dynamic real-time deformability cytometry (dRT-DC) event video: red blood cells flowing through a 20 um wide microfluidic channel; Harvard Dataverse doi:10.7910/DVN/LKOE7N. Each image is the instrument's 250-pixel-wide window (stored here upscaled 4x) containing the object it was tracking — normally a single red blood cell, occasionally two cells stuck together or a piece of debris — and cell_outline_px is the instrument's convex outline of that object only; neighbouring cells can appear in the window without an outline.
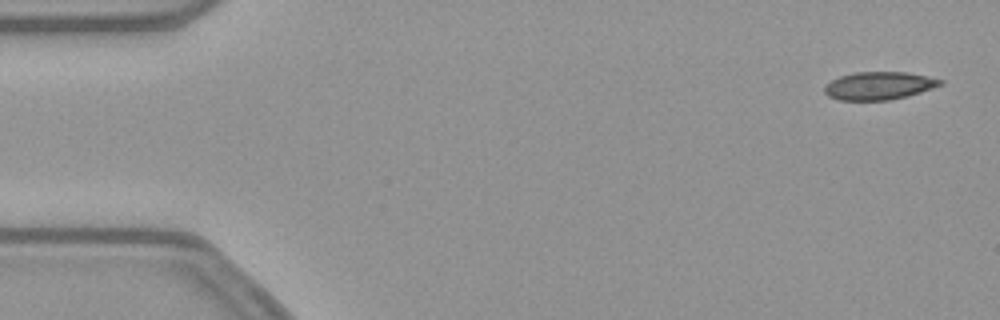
{"species": "common noctule bat (a hibernating species)", "species_latin": "Nyctalus noctula", "temperature_condition": "warm", "stored_images_in_passage": 53, "camera_frame_rate_fps": 3000, "um_per_image_px": 0.085, "animal": {"sex": "female", "body_mass_g": 21.9}, "frame": {"image": 1, "passage_image": 2, "time_ms": 0.333, "image_size_px": [1000, 320], "cell_outline_px": [[944, 84], [908, 96], [888, 100], [840, 100], [828, 96], [824, 92], [824, 84], [840, 76], [856, 72], [904, 72], [944, 80]], "centroid_in_image_um": [74.69, 7.29], "position_along_channel_um": 10.3, "area_um2": 18.73}}
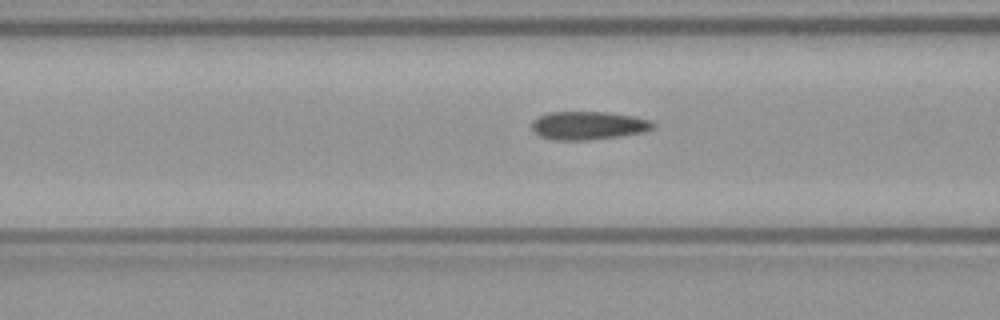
{"frame": {"image": 2, "passage_image": 20, "time_ms": 6.333, "image_size_px": [1000, 320], "cell_outline_px": [[656, 128], [644, 132], [588, 140], [552, 140], [540, 136], [532, 128], [532, 120], [548, 112], [604, 112], [632, 116], [648, 120], [656, 124]], "centroid_in_image_um": [50.0, 10.67], "position_along_channel_um": 116.6, "area_um2": 19.83}}
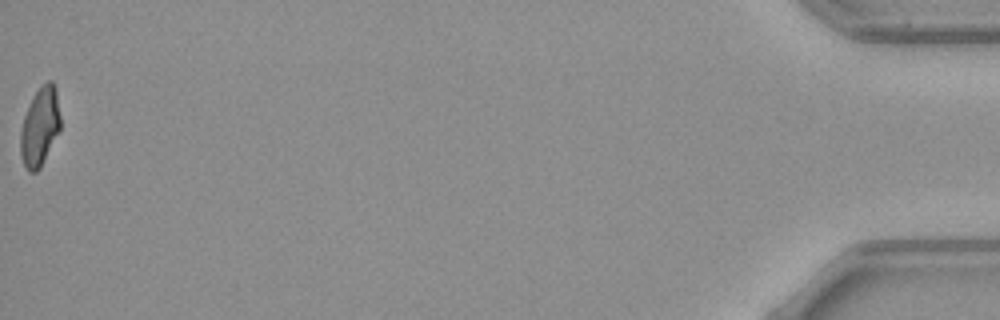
{"frame": {"image": 3, "passage_image": 53, "time_ms": 17.333, "image_size_px": [1000, 320], "cell_outline_px": [[60, 128], [40, 168], [36, 172], [28, 172], [24, 164], [20, 152], [20, 132], [24, 116], [36, 92], [48, 80], [52, 80], [56, 88], [60, 116]], "centroid_in_image_um": [3.39, 10.78], "position_along_channel_um": 431.8, "area_um2": 17.92}, "authors_computed_cell_mechanics": {"area_um2": 19.652, "velocity_mm_per_s": 3.8602, "shape_relaxation_time_tau1_ms": 7.8242, "shape_relaxation_time_tau2_ms": 1.3635, "deformation_change_tau1": 0.1956, "deformation_change_tau2": 0.0871}}